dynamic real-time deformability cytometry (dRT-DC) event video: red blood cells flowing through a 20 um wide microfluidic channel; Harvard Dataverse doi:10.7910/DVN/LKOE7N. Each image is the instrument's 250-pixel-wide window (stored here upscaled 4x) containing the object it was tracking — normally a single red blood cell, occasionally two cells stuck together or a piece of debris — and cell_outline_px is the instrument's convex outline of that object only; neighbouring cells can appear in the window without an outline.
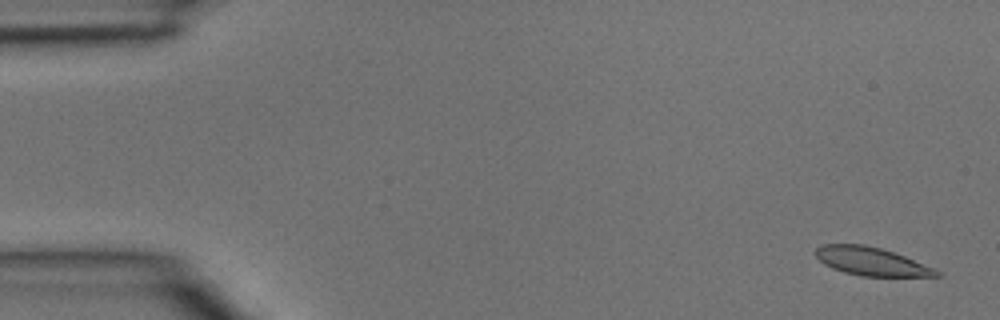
{"species": "common noctule bat (a hibernating species)", "species_latin": "Nyctalus noctula", "temperature_condition": "room temperature", "stored_images_in_passage": 5, "camera_frame_rate_fps": 3000, "um_per_image_px": 0.085, "animal": {"sex": "male", "body_mass_g": 15.6}, "frame": {"image": 1, "passage_image": 1, "time_ms": 0.0, "image_size_px": [1000, 320], "cell_outline_px": [[940, 276], [860, 276], [844, 272], [832, 268], [824, 264], [816, 256], [816, 248], [820, 244], [864, 244], [880, 248], [904, 256], [936, 268], [940, 272]], "centroid_in_image_um": [74.05, 22.21], "position_along_channel_um": 10.9, "area_um2": 19.83}}